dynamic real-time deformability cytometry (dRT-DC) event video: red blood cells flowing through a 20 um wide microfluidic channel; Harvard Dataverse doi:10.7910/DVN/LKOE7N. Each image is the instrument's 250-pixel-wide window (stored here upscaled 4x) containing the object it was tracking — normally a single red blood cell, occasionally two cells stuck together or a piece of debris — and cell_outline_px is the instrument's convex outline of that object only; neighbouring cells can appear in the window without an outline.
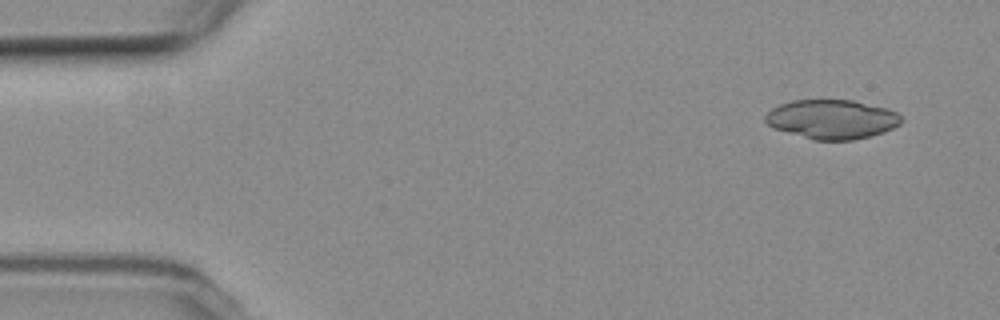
{"species": "common noctule bat (a hibernating species)", "species_latin": "Nyctalus noctula", "temperature_condition": "room temperature", "stored_images_in_passage": 5, "camera_frame_rate_fps": 3000, "um_per_image_px": 0.085, "animal": {"sex": "female", "body_mass_g": 19.3, "forearm_length_mm": 54.1}, "frame": {"image": 1, "passage_image": 1, "time_ms": 0.0, "image_size_px": [1000, 320], "cell_outline_px": [[904, 120], [900, 124], [884, 132], [872, 136], [852, 140], [812, 140], [772, 128], [764, 120], [764, 116], [772, 108], [780, 104], [792, 100], [852, 100], [888, 108], [896, 112]], "centroid_in_image_um": [70.71, 10.14], "position_along_channel_um": 14.3, "area_um2": 31.33}}